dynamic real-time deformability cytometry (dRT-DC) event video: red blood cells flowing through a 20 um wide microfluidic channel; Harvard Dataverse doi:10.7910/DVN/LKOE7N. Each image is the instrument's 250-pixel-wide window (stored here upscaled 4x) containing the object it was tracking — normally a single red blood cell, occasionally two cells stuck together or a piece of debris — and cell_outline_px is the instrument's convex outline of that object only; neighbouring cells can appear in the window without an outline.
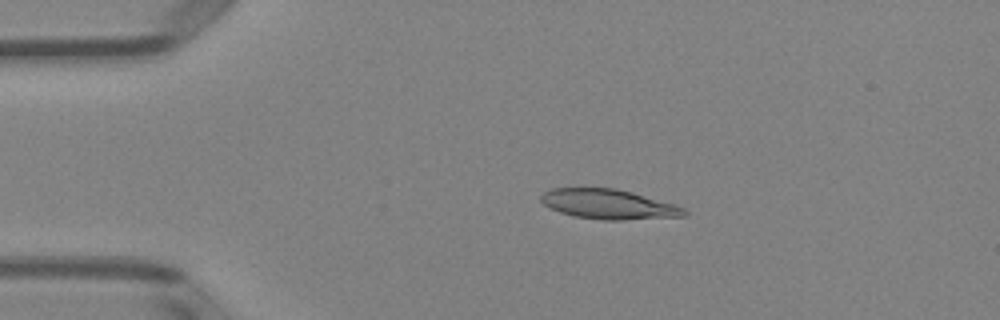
{"species": "Egyptian fruit bat (a non-hibernating species)", "species_latin": "Rousettus aegyptiacus", "temperature_condition": "room temperature", "stored_images_in_passage": 50, "camera_frame_rate_fps": 3000, "um_per_image_px": 0.085, "animal": {"sex": "female"}, "frame": {"image": 1, "passage_image": 10, "time_ms": 3.0, "image_size_px": [1000, 320], "cell_outline_px": [[688, 216], [620, 220], [604, 220], [576, 216], [560, 212], [544, 204], [540, 200], [540, 196], [544, 192], [552, 188], [616, 188], [632, 192], [676, 204], [684, 208], [688, 212]], "centroid_in_image_um": [51.78, 17.35], "position_along_channel_um": 33.2, "area_um2": 24.85}}
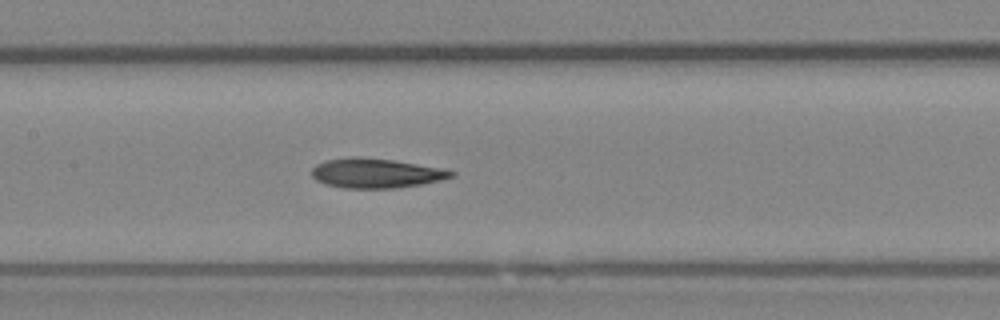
{"frame": {"image": 2, "passage_image": 24, "time_ms": 7.667, "image_size_px": [1000, 320], "cell_outline_px": [[456, 176], [424, 184], [396, 188], [344, 188], [324, 184], [316, 180], [312, 176], [312, 168], [316, 164], [328, 160], [352, 156], [356, 156], [392, 160], [416, 164], [456, 172]], "centroid_in_image_um": [31.92, 14.73], "position_along_channel_um": 175.5, "area_um2": 23.93}}
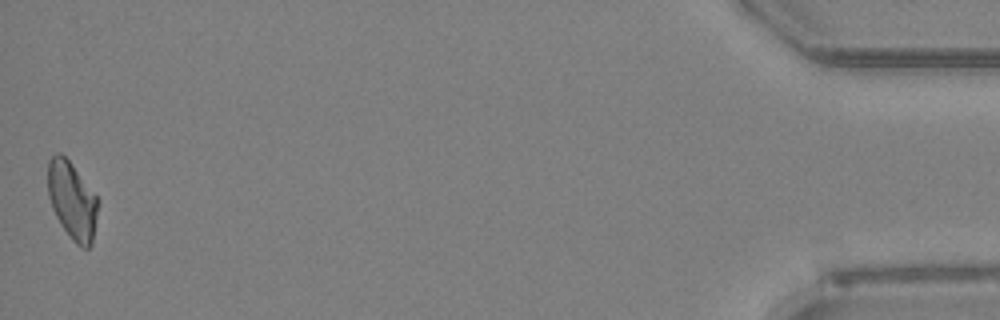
{"frame": {"image": 3, "passage_image": 50, "time_ms": 16.333, "image_size_px": [1000, 320], "cell_outline_px": [[100, 200], [92, 244], [88, 248], [80, 248], [72, 240], [60, 224], [52, 208], [48, 196], [48, 160], [56, 152], [60, 152], [68, 160]], "centroid_in_image_um": [6.14, 17.07], "position_along_channel_um": 429.1, "area_um2": 22.77}}